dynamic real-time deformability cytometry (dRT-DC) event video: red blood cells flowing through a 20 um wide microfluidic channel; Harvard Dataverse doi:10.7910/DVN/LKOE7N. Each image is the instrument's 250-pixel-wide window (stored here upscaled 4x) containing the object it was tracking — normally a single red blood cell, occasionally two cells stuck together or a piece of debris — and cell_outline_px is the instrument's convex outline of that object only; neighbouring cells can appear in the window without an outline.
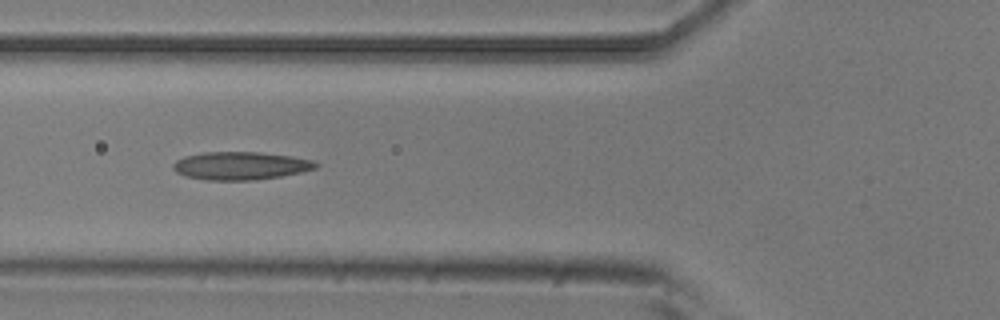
{"species": "common noctule bat (a hibernating species)", "species_latin": "Nyctalus noctula", "temperature_condition": "room temperature", "stored_images_in_passage": 7, "camera_frame_rate_fps": 3000, "um_per_image_px": 0.085, "animal": {"sex": "male", "body_mass_g": 20.5, "forearm_length_mm": 52.5}, "frame": {"image": 1, "passage_image": 5, "time_ms": 1.333, "image_size_px": [1000, 320], "cell_outline_px": [[320, 164], [316, 168], [300, 172], [280, 176], [252, 180], [208, 180], [184, 176], [176, 172], [172, 168], [172, 164], [176, 160], [184, 156], [204, 152], [260, 152], [292, 156], [312, 160]], "centroid_in_image_um": [20.42, 14.08], "position_along_channel_um": 105.4, "area_um2": 23.29}}
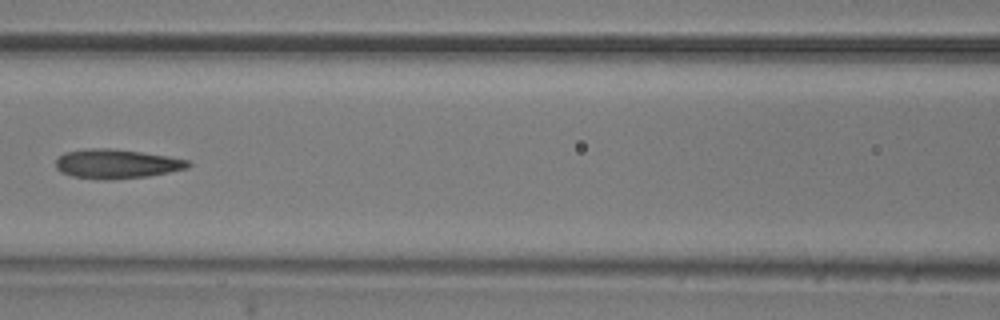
{"frame": {"image": 2, "passage_image": 6, "time_ms": 1.667, "image_size_px": [1000, 320], "cell_outline_px": [[192, 164], [188, 168], [148, 176], [104, 180], [72, 176], [60, 172], [56, 168], [56, 160], [64, 152], [88, 148], [108, 148], [140, 152], [168, 156], [188, 160]], "centroid_in_image_um": [9.89, 13.92], "position_along_channel_um": 156.7, "area_um2": 22.48}}
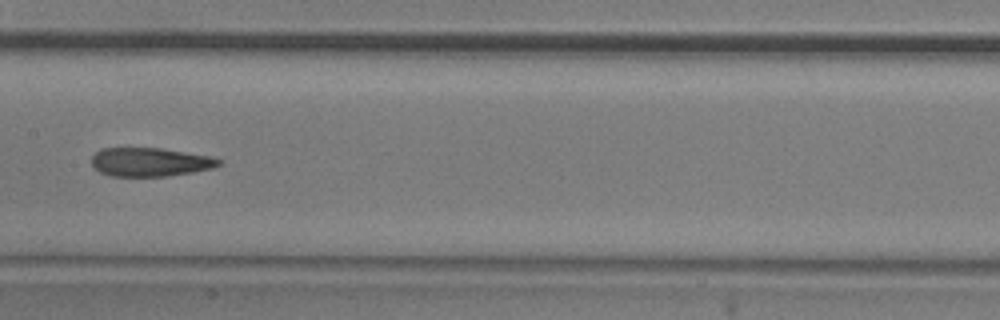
{"frame": {"image": 3, "passage_image": 7, "time_ms": 2.0, "image_size_px": [1000, 320], "cell_outline_px": [[224, 164], [212, 168], [192, 172], [164, 176], [112, 176], [100, 172], [92, 164], [92, 156], [100, 148], [160, 148], [212, 156], [220, 160]], "centroid_in_image_um": [12.78, 13.76], "position_along_channel_um": 194.6, "area_um2": 21.21}}